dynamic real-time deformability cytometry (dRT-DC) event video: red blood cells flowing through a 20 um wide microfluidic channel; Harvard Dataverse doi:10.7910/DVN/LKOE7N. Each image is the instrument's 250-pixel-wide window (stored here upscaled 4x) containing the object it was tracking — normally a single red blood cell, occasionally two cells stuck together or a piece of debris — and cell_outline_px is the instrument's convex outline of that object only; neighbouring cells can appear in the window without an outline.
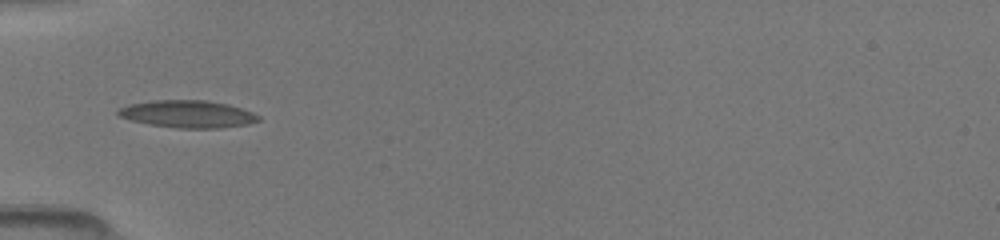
{"species": "common noctule bat (a hibernating species)", "species_latin": "Nyctalus noctula", "temperature_condition": "room temperature", "stored_images_in_passage": 3, "camera_frame_rate_fps": 3000, "um_per_image_px": 0.085, "animal": {"sex": "female", "body_mass_g": 19.5, "forearm_length_mm": 54.1}, "frame": {"image": 1, "passage_image": 1, "time_ms": 0.0, "image_size_px": [1000, 240], "cell_outline_px": [[260, 120], [248, 124], [220, 128], [176, 128], [148, 124], [132, 120], [120, 116], [116, 112], [120, 108], [128, 104], [152, 100], [208, 100], [228, 104], [252, 112], [260, 116]], "centroid_in_image_um": [15.96, 9.69], "position_along_channel_um": 69.0, "area_um2": 22.37}}